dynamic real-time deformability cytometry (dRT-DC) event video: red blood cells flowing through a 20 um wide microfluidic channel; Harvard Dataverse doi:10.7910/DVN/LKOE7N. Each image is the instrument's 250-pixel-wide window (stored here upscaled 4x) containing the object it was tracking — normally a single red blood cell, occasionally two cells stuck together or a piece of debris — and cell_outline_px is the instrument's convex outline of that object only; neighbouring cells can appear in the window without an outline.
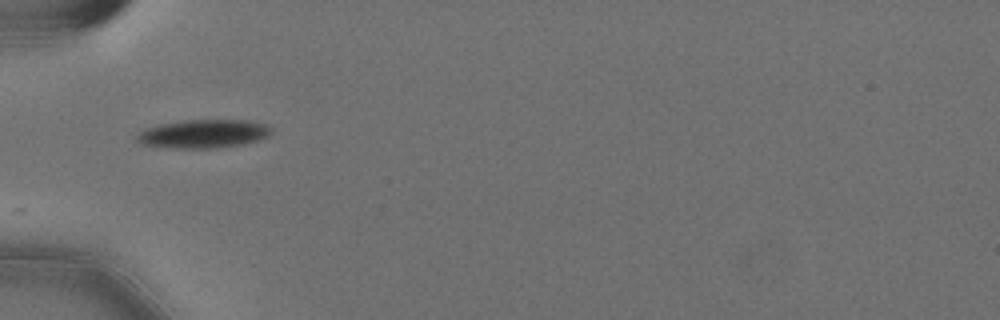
{"species": "Egyptian fruit bat (a non-hibernating species)", "species_latin": "Rousettus aegyptiacus", "temperature_condition": "cold", "stored_images_in_passage": 7, "camera_frame_rate_fps": 3000, "um_per_image_px": 0.085, "animal": {"sex": "female"}, "frame": {"image": 1, "passage_image": 1, "time_ms": 0.0, "image_size_px": [1000, 320], "cell_outline_px": [[272, 132], [268, 136], [244, 144], [216, 148], [172, 148], [144, 144], [136, 140], [136, 136], [140, 132], [148, 128], [160, 124], [188, 120], [248, 120], [264, 124], [272, 128]], "centroid_in_image_um": [17.32, 11.37], "position_along_channel_um": 67.7, "area_um2": 22.08}}